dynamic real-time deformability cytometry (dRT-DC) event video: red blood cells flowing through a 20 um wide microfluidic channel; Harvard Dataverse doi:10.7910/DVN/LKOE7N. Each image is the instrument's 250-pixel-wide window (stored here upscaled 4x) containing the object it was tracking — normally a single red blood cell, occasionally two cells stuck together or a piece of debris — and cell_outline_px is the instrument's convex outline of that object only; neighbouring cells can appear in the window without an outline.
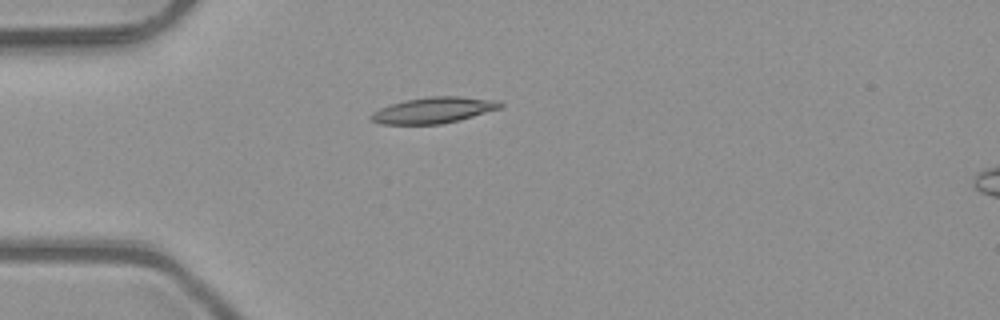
{"species": "common noctule bat (a hibernating species)", "species_latin": "Nyctalus noctula", "temperature_condition": "room temperature", "stored_images_in_passage": 2, "segment_of_instrument_passage": [1, 2], "camera_frame_rate_fps": 3000, "um_per_image_px": 0.085, "animal": {"sex": "male", "body_mass_g": 23.1, "forearm_length_mm": 52.7}, "frame": {"image": 1, "passage_image": 1, "time_ms": 0.0, "image_size_px": [1000, 320], "cell_outline_px": [[504, 104], [500, 108], [460, 120], [440, 124], [380, 124], [372, 120], [368, 116], [372, 112], [380, 108], [392, 104], [408, 100], [428, 96], [460, 96], [496, 100]], "centroid_in_image_um": [36.85, 9.37], "position_along_channel_um": 48.2, "area_um2": 19.48}}